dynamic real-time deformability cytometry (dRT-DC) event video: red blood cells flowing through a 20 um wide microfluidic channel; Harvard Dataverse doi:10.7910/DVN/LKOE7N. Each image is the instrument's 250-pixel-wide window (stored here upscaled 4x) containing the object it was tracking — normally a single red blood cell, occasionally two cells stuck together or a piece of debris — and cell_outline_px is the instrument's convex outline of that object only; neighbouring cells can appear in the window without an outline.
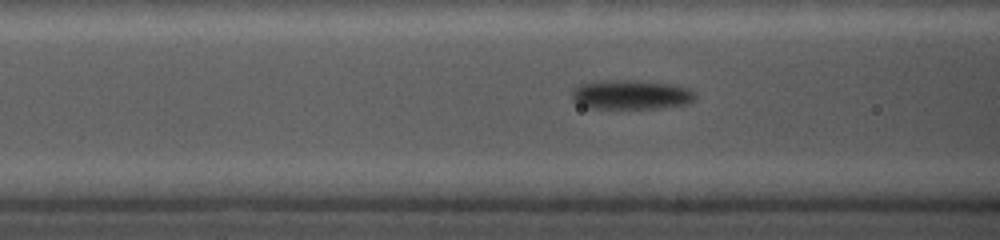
{"species": "common noctule bat (a hibernating species)", "species_latin": "Nyctalus noctula", "temperature_condition": "cold", "stored_images_in_passage": 40, "camera_frame_rate_fps": 5000, "um_per_image_px": 0.085, "animal": {"sex": "female", "body_mass_g": 19.0, "forearm_length_mm": 56.7}, "frame": {"image": 1, "passage_image": 14, "time_ms": 3.4, "image_size_px": [1000, 240], "cell_outline_px": [[696, 100], [688, 104], [664, 108], [588, 108], [572, 100], [572, 88], [576, 84], [592, 80], [636, 80], [668, 84], [688, 88], [696, 96]], "centroid_in_image_um": [53.58, 8.04], "position_along_channel_um": 113.0, "area_um2": 21.5}}
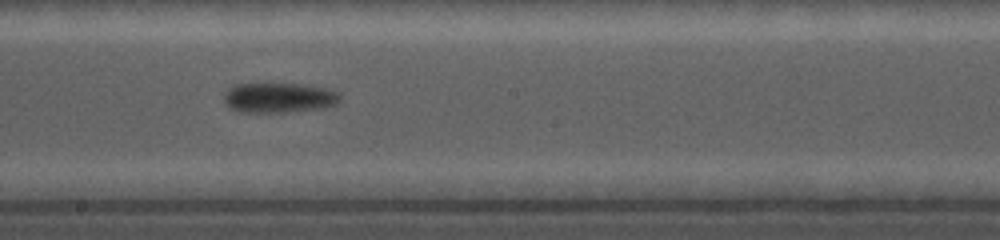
{"frame": {"image": 2, "passage_image": 25, "time_ms": 6.4, "image_size_px": [1000, 240], "cell_outline_px": [[340, 100], [336, 104], [324, 108], [284, 112], [240, 112], [224, 104], [224, 92], [228, 88], [236, 84], [300, 84], [324, 88], [340, 92]], "centroid_in_image_um": [23.7, 8.31], "position_along_channel_um": 224.5, "area_um2": 20.29}}
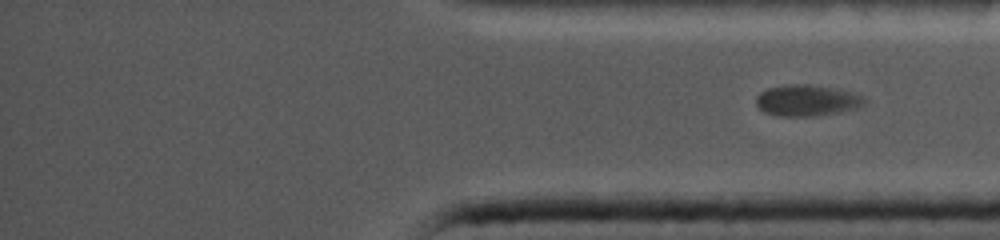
{"frame": {"image": 3, "passage_image": 40, "time_ms": 10.2, "image_size_px": [1000, 240], "cell_outline_px": [[868, 104], [844, 112], [816, 116], [780, 116], [764, 112], [756, 104], [756, 96], [760, 92], [768, 88], [792, 84], [808, 84], [836, 88], [856, 92], [864, 96], [868, 100]], "centroid_in_image_um": [68.68, 8.54], "position_along_channel_um": 366.5, "area_um2": 20.17}}